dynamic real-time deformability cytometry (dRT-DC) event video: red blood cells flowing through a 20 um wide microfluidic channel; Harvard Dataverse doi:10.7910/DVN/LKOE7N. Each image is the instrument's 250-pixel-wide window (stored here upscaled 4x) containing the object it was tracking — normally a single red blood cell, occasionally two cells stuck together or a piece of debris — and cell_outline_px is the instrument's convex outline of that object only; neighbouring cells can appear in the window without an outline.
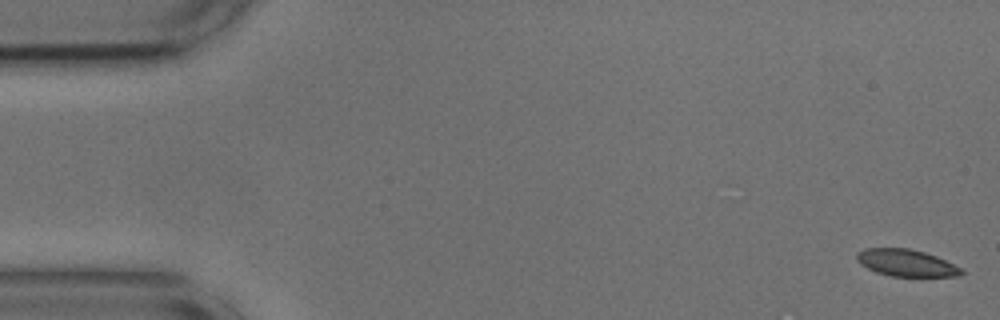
{"species": "common noctule bat (a hibernating species)", "species_latin": "Nyctalus noctula", "temperature_condition": "cold", "stored_images_in_passage": 5, "camera_frame_rate_fps": 3000, "um_per_image_px": 0.085, "animal": {"sex": "male", "body_mass_g": 17.9, "forearm_length_mm": 54.2}, "frame": {"image": 1, "passage_image": 1, "time_ms": 0.0, "image_size_px": [1000, 320], "cell_outline_px": [[964, 272], [956, 276], [892, 276], [876, 272], [860, 264], [856, 260], [856, 252], [864, 248], [908, 248], [924, 252], [936, 256], [964, 268]], "centroid_in_image_um": [77.02, 22.33], "position_along_channel_um": 8.0, "area_um2": 16.47}}